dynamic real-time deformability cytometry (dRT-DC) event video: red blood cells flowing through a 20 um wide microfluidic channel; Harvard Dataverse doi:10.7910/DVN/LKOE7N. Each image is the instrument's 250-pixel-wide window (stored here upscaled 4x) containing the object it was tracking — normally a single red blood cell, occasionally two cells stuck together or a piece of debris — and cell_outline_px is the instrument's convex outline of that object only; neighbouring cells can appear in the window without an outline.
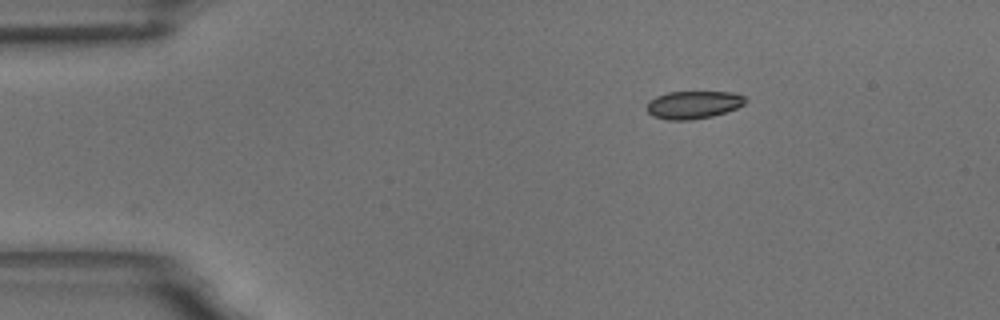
{"species": "common noctule bat (a hibernating species)", "species_latin": "Nyctalus noctula", "temperature_condition": "room temperature", "stored_images_in_passage": 35, "camera_frame_rate_fps": 3000, "um_per_image_px": 0.085, "animal": {"sex": "male", "body_mass_g": 18.8}, "frame": {"image": 1, "passage_image": 1, "time_ms": 0.0, "image_size_px": [1000, 320], "cell_outline_px": [[748, 100], [744, 104], [736, 108], [712, 116], [692, 120], [668, 120], [652, 116], [648, 112], [648, 100], [656, 96], [668, 92], [732, 92], [744, 96]], "centroid_in_image_um": [58.93, 8.9], "position_along_channel_um": 26.1, "area_um2": 15.95}}
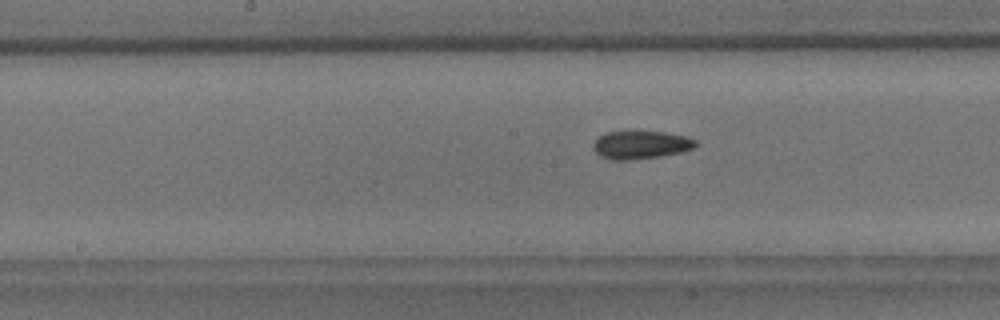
{"frame": {"image": 2, "passage_image": 21, "time_ms": 6.667, "image_size_px": [1000, 320], "cell_outline_px": [[696, 144], [692, 148], [680, 152], [660, 156], [632, 160], [612, 160], [600, 156], [592, 148], [592, 144], [604, 132], [664, 132], [688, 136], [696, 140]], "centroid_in_image_um": [54.44, 12.32], "position_along_channel_um": 193.8, "area_um2": 16.65}}
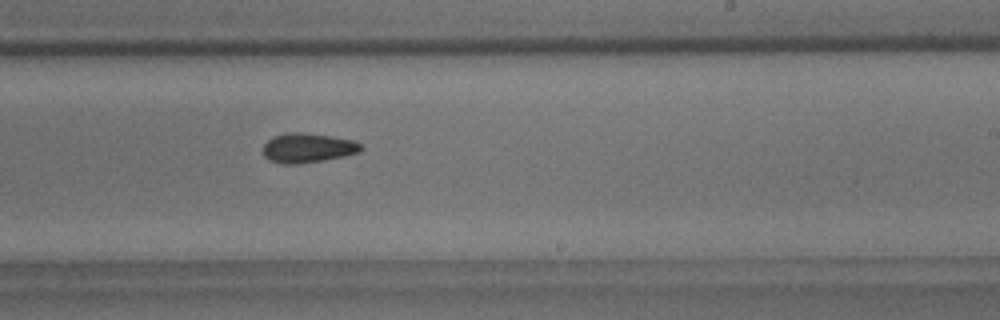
{"frame": {"image": 3, "passage_image": 27, "time_ms": 8.667, "image_size_px": [1000, 320], "cell_outline_px": [[364, 148], [360, 152], [344, 156], [324, 160], [296, 164], [284, 164], [268, 160], [264, 156], [264, 144], [272, 136], [292, 132], [304, 132], [332, 136], [352, 140], [360, 144]], "centroid_in_image_um": [26.16, 12.57], "position_along_channel_um": 262.8, "area_um2": 16.88}}